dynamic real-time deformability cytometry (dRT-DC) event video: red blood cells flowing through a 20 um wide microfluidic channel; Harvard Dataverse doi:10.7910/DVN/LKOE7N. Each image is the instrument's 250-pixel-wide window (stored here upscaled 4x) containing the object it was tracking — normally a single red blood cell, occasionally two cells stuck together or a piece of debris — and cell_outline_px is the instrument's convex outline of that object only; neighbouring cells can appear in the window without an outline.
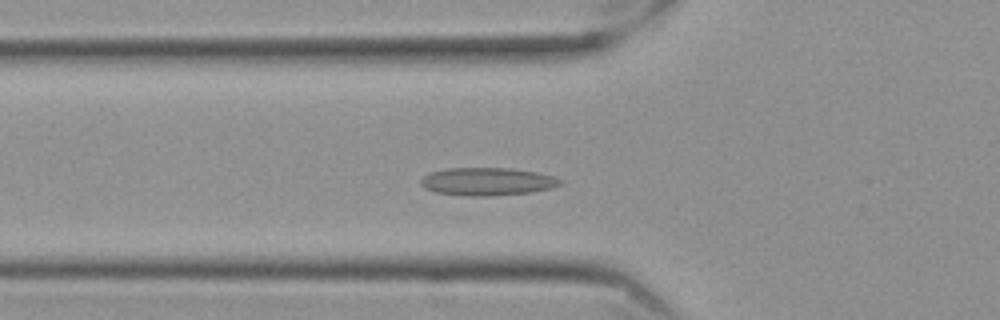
{"species": "Egyptian fruit bat (a non-hibernating species)", "species_latin": "Rousettus aegyptiacus", "temperature_condition": "cold", "stored_images_in_passage": 55, "camera_frame_rate_fps": 3000, "um_per_image_px": 0.085, "frame": {"image": 1, "passage_image": 18, "time_ms": 5.667, "image_size_px": [1000, 320], "cell_outline_px": [[564, 180], [560, 184], [552, 188], [528, 192], [488, 196], [472, 196], [436, 192], [424, 188], [420, 184], [420, 180], [428, 172], [448, 168], [512, 168], [536, 172], [552, 176]], "centroid_in_image_um": [41.4, 15.42], "position_along_channel_um": 84.4, "area_um2": 22.54}}
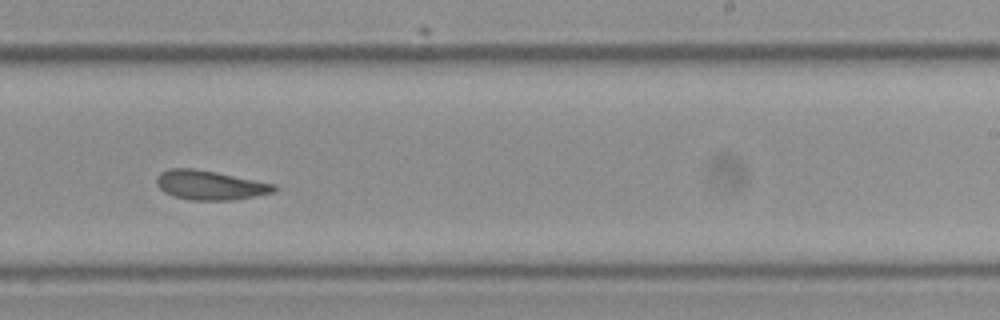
{"frame": {"image": 2, "passage_image": 34, "time_ms": 11.0, "image_size_px": [1000, 320], "cell_outline_px": [[276, 188], [272, 192], [236, 200], [192, 200], [172, 196], [164, 192], [156, 184], [156, 176], [160, 172], [172, 168], [192, 168], [216, 172], [276, 184]], "centroid_in_image_um": [17.81, 15.74], "position_along_channel_um": 271.2, "area_um2": 20.06}}
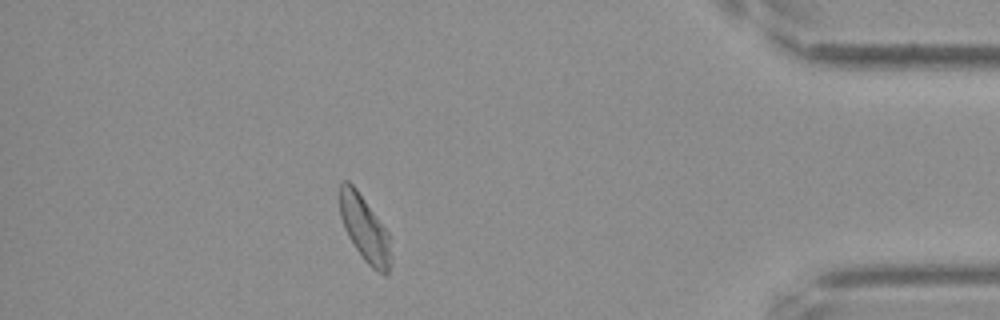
{"frame": {"image": 3, "passage_image": 49, "time_ms": 16.0, "image_size_px": [1000, 320], "cell_outline_px": [[392, 256], [388, 272], [384, 276], [376, 272], [364, 260], [348, 236], [344, 228], [340, 216], [340, 184], [344, 180], [348, 180], [356, 188], [388, 232]], "centroid_in_image_um": [31.01, 19.47], "position_along_channel_um": 404.2, "area_um2": 19.54}, "authors_computed_cell_mechanics": {"area_um2": 20.6924, "velocity_mm_per_s": 3.4942, "shape_relaxation_time_tau1_ms": null, "shape_relaxation_time_tau2_ms": 2.8604, "deformation_change_tau1": null, "deformation_change_tau2": 0.0873}}